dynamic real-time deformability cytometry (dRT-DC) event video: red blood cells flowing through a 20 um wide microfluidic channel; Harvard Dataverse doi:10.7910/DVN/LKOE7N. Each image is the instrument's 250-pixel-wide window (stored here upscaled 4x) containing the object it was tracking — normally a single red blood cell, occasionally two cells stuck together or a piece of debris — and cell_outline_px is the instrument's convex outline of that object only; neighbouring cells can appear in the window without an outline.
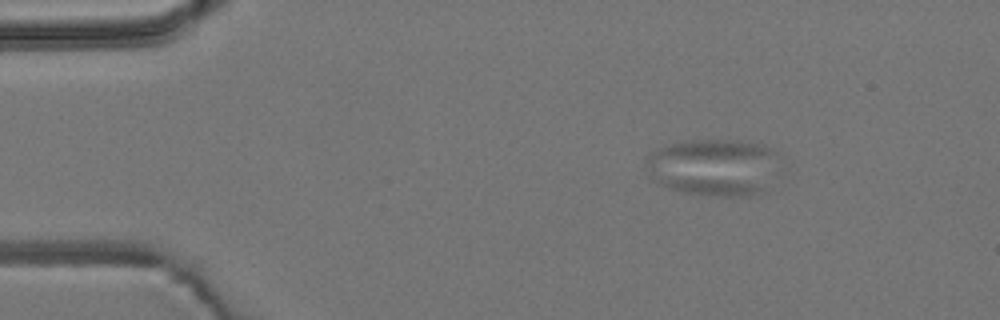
{"species": "common noctule bat (a hibernating species)", "species_latin": "Nyctalus noctula", "temperature_condition": "room temperature", "stored_images_in_passage": 4, "camera_frame_rate_fps": 3000, "um_per_image_px": 0.085, "animal": {"sex": "male", "body_mass_g": 19.2, "forearm_length_mm": 51.8}, "frame": {"image": 1, "passage_image": 1, "time_ms": 0.0, "image_size_px": [1000, 320], "cell_outline_px": [[772, 152], [764, 188], [748, 196], [716, 196], [684, 192], [660, 184], [652, 180], [648, 176], [648, 156], [652, 152], [660, 148], [672, 144], [696, 140], [740, 140], [756, 144], [768, 148]], "centroid_in_image_um": [60.47, 14.21], "position_along_channel_um": 24.5, "area_um2": 42.14}}